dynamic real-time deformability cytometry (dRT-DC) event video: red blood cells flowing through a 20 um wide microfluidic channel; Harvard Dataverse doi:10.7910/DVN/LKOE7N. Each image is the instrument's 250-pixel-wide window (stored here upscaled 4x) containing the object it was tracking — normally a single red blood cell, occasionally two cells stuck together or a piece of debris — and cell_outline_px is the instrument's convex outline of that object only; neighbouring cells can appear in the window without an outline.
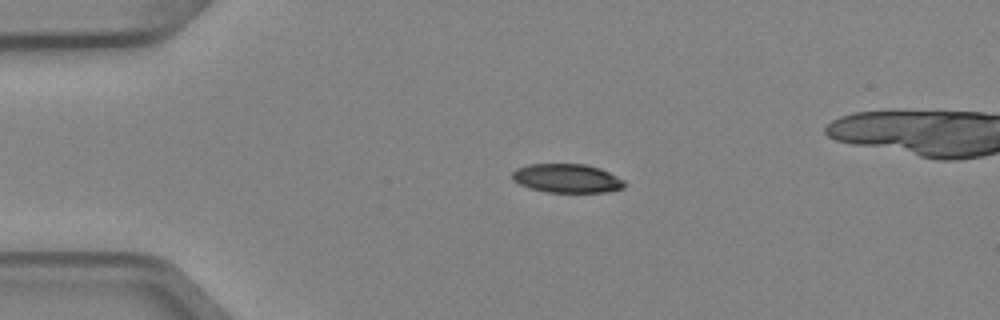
{"species": "Egyptian fruit bat (a non-hibernating species)", "species_latin": "Rousettus aegyptiacus", "temperature_condition": "cold", "stored_images_in_passage": 5, "camera_frame_rate_fps": 3000, "um_per_image_px": 0.085, "animal": {"sex": "female"}, "frame": {"image": 1, "passage_image": 3, "time_ms": 0.667, "image_size_px": [1000, 320], "cell_outline_px": [[628, 184], [624, 188], [608, 192], [544, 192], [528, 188], [512, 180], [512, 172], [516, 168], [528, 164], [584, 164], [600, 168], [624, 180]], "centroid_in_image_um": [48.19, 15.16], "position_along_channel_um": 36.8, "area_um2": 19.07}}